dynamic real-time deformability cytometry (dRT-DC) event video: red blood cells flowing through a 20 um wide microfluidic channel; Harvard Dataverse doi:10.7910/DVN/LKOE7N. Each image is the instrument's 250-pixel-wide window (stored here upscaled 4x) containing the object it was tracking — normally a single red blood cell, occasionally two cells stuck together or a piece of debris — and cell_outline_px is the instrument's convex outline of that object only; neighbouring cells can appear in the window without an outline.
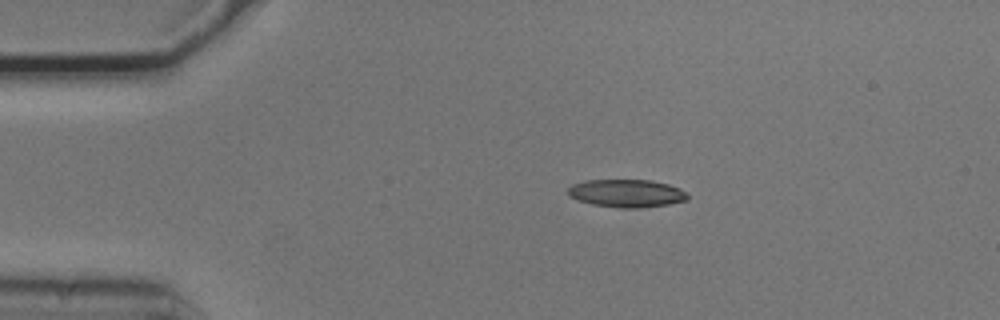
{"species": "common noctule bat (a hibernating species)", "species_latin": "Nyctalus noctula", "temperature_condition": "cold", "stored_images_in_passage": 45, "camera_frame_rate_fps": 3000, "um_per_image_px": 0.085, "animal": {"sex": "male", "body_mass_g": 20.5, "forearm_length_mm": 52.5}, "frame": {"image": 1, "passage_image": 1, "time_ms": 0.0, "image_size_px": [1000, 320], "cell_outline_px": [[688, 200], [668, 204], [640, 208], [620, 208], [592, 204], [568, 196], [568, 188], [572, 184], [584, 180], [652, 180], [668, 184], [680, 188], [688, 196]], "centroid_in_image_um": [53.25, 16.42], "position_along_channel_um": 31.7, "area_um2": 19.42}}
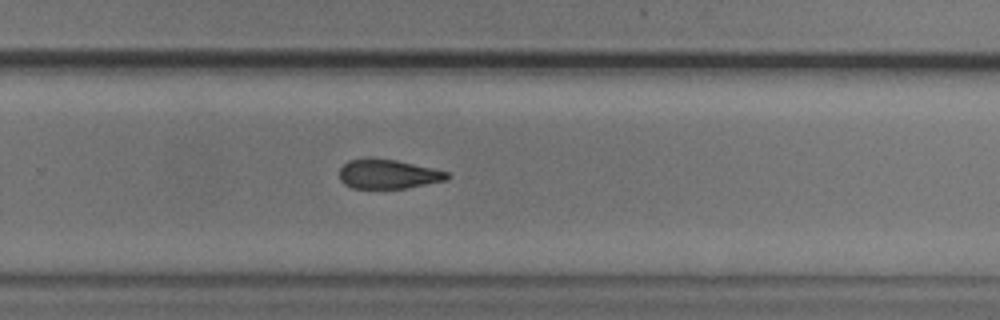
{"frame": {"image": 2, "passage_image": 26, "time_ms": 8.333, "image_size_px": [1000, 320], "cell_outline_px": [[452, 176], [448, 180], [404, 188], [352, 188], [344, 184], [340, 180], [340, 168], [348, 160], [368, 156], [372, 156], [396, 160], [432, 168], [448, 172]], "centroid_in_image_um": [32.97, 14.77], "position_along_channel_um": 296.8, "area_um2": 18.73}}
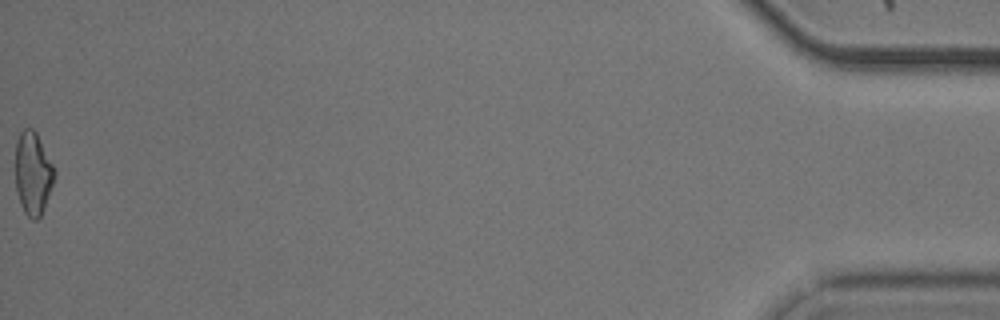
{"frame": {"image": 3, "passage_image": 45, "time_ms": 14.667, "image_size_px": [1000, 320], "cell_outline_px": [[56, 172], [52, 184], [40, 216], [36, 220], [32, 220], [24, 212], [20, 204], [16, 192], [16, 140], [20, 132], [24, 128], [32, 128], [36, 132]], "centroid_in_image_um": [2.77, 14.72], "position_along_channel_um": 432.4, "area_um2": 18.55}, "authors_computed_cell_mechanics": {"area_um2": 19.4208, "velocity_mm_per_s": 3.7252, "shape_relaxation_time_tau1_ms": 3.3847, "shape_relaxation_time_tau2_ms": 3.9137, "deformation_change_tau1": 0.1379, "deformation_change_tau2": 0.1292}}